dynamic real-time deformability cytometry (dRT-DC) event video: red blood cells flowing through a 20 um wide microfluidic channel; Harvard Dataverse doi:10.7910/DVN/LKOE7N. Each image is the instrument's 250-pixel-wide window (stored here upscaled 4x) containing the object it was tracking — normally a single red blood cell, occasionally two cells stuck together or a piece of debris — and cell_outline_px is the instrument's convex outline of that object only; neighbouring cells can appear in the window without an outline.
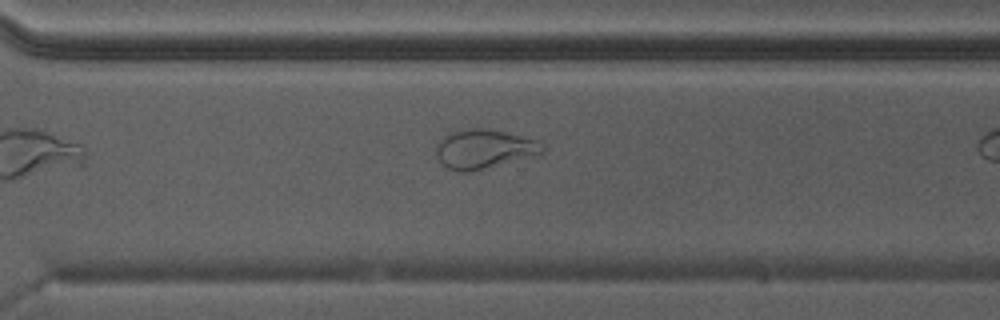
{"species": "Egyptian fruit bat (a non-hibernating species)", "species_latin": "Rousettus aegyptiacus", "temperature_condition": "warm", "stored_images_in_passage": 22, "camera_frame_rate_fps": 3000, "um_per_image_px": 0.085, "animal": {"sex": "male"}, "frame": {"image": 1, "passage_image": 17, "time_ms": 5.333, "image_size_px": [1000, 320], "cell_outline_px": [[544, 152], [540, 156], [472, 172], [460, 172], [448, 168], [436, 156], [436, 144], [444, 136], [460, 128], [488, 128], [508, 132], [540, 140], [544, 148]], "centroid_in_image_um": [41.22, 12.66], "position_along_channel_um": 329.4, "area_um2": 25.09}}